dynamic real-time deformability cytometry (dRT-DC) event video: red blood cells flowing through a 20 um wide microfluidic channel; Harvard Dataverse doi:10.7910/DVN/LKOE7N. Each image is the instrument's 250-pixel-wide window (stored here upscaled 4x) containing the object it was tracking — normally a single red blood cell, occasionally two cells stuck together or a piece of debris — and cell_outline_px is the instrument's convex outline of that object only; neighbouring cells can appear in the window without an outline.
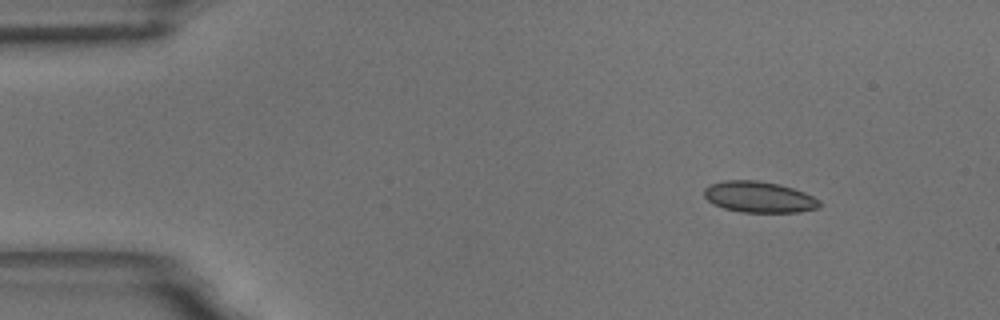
{"species": "common noctule bat (a hibernating species)", "species_latin": "Nyctalus noctula", "temperature_condition": "room temperature", "stored_images_in_passage": 52, "camera_frame_rate_fps": 3000, "um_per_image_px": 0.085, "animal": {"sex": "male", "body_mass_g": 18.8}, "frame": {"image": 1, "passage_image": 1, "time_ms": 0.0, "image_size_px": [1000, 320], "cell_outline_px": [[820, 208], [800, 212], [740, 212], [724, 208], [708, 200], [704, 196], [704, 188], [708, 184], [724, 180], [756, 180], [776, 184], [792, 188], [804, 192], [820, 200]], "centroid_in_image_um": [64.51, 16.74], "position_along_channel_um": 20.5, "area_um2": 20.87}}
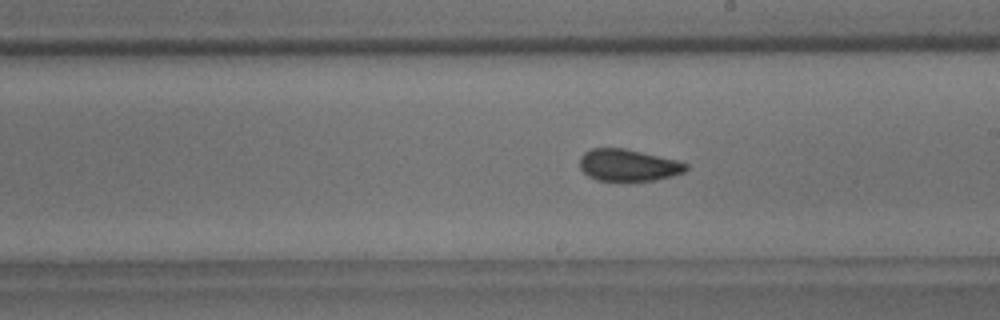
{"frame": {"image": 2, "passage_image": 27, "time_ms": 8.667, "image_size_px": [1000, 320], "cell_outline_px": [[688, 168], [684, 172], [672, 176], [652, 180], [596, 180], [588, 176], [580, 168], [580, 156], [584, 152], [592, 148], [624, 148], [676, 160], [688, 164]], "centroid_in_image_um": [53.37, 14.03], "position_along_channel_um": 235.6, "area_um2": 19.54}}
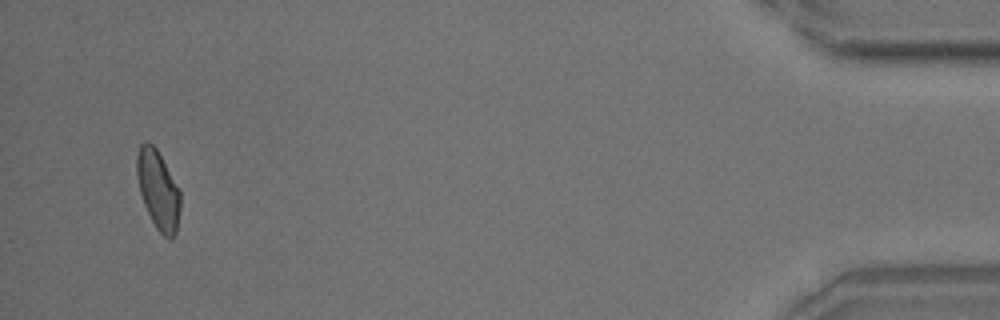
{"frame": {"image": 3, "passage_image": 50, "time_ms": 16.333, "image_size_px": [1000, 320], "cell_outline_px": [[180, 208], [176, 232], [172, 236], [164, 236], [156, 228], [144, 204], [140, 192], [136, 172], [136, 156], [140, 144], [144, 140], [148, 140], [156, 148], [180, 192]], "centroid_in_image_um": [13.41, 16.09], "position_along_channel_um": 421.8, "area_um2": 19.59}, "authors_computed_cell_mechanics": {"area_um2": 20.3456, "velocity_mm_per_s": 3.4617, "shape_relaxation_time_tau1_ms": 7.3361, "shape_relaxation_time_tau2_ms": 1.8281, "deformation_change_tau1": 0.126, "deformation_change_tau2": 0.0825}}